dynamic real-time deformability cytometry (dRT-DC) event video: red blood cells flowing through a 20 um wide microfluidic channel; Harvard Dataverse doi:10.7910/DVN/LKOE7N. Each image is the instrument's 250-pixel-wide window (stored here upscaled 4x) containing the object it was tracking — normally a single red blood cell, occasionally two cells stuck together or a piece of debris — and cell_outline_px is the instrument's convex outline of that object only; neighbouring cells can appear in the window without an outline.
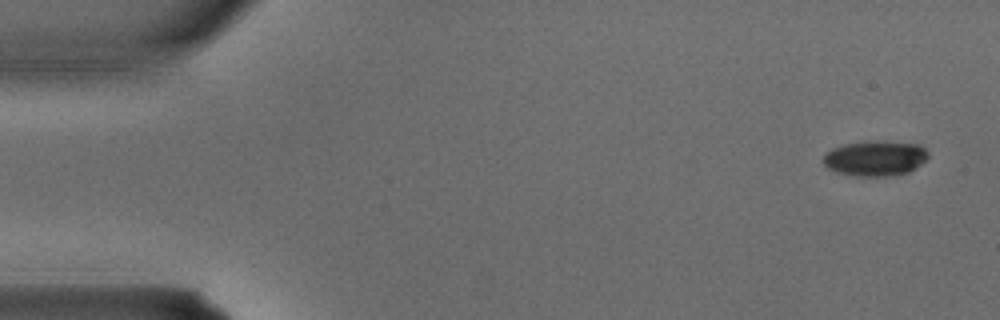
{"species": "common noctule bat (a hibernating species)", "species_latin": "Nyctalus noctula", "temperature_condition": "warm", "stored_images_in_passage": 3, "camera_frame_rate_fps": 3000, "um_per_image_px": 0.085, "animal": {"sex": "male", "body_mass_g": 15.6}, "frame": {"image": 1, "passage_image": 1, "time_ms": 0.0, "image_size_px": [1000, 320], "cell_outline_px": [[928, 156], [920, 164], [908, 172], [892, 176], [856, 176], [836, 172], [828, 168], [824, 164], [824, 156], [832, 148], [844, 144], [920, 144], [928, 152]], "centroid_in_image_um": [74.38, 13.52], "position_along_channel_um": 10.6, "area_um2": 20.4}}
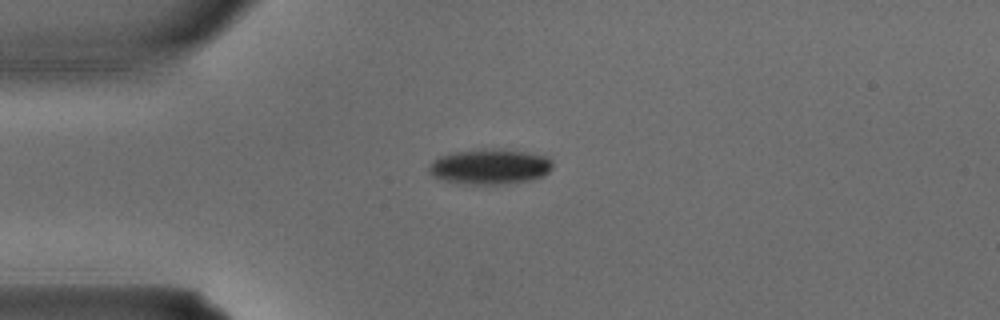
{"frame": {"image": 2, "passage_image": 3, "time_ms": 0.667, "image_size_px": [1000, 320], "cell_outline_px": [[552, 168], [544, 176], [532, 180], [508, 184], [468, 184], [444, 180], [432, 176], [428, 172], [428, 164], [432, 160], [440, 156], [452, 152], [484, 148], [492, 148], [524, 152], [548, 156], [552, 160]], "centroid_in_image_um": [41.63, 14.16], "position_along_channel_um": 43.4, "area_um2": 25.78}}